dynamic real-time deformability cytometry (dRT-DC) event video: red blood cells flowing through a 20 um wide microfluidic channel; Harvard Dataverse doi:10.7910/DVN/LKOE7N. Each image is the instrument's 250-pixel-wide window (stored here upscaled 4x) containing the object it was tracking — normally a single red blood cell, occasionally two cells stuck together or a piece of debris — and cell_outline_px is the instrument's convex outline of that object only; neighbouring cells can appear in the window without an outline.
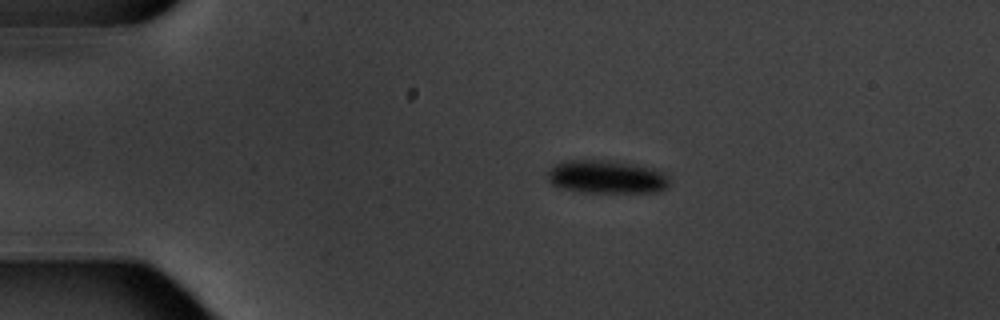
{"species": "common noctule bat (a hibernating species)", "species_latin": "Nyctalus noctula", "temperature_condition": "warm", "stored_images_in_passage": 7, "camera_frame_rate_fps": 3000, "um_per_image_px": 0.085, "animal": {"sex": "male", "body_mass_g": 20.1, "forearm_length_mm": 53.5}, "frame": {"image": 1, "passage_image": 2, "time_ms": 2.0, "image_size_px": [1000, 320], "cell_outline_px": [[668, 188], [656, 192], [584, 192], [564, 188], [552, 184], [548, 180], [548, 168], [552, 164], [564, 160], [608, 160], [636, 164], [664, 172], [668, 176]], "centroid_in_image_um": [51.54, 15.02], "position_along_channel_um": 33.5, "area_um2": 23.7}}
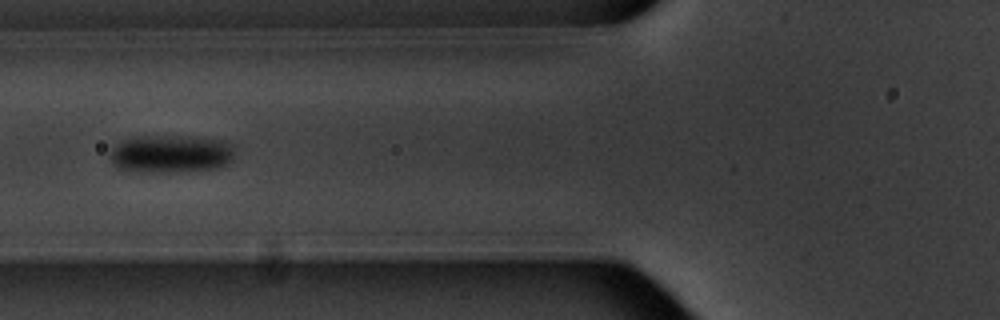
{"frame": {"image": 2, "passage_image": 5, "time_ms": 5.667, "image_size_px": [1000, 320], "cell_outline_px": [[232, 160], [216, 168], [180, 172], [152, 172], [120, 168], [112, 164], [108, 156], [112, 148], [116, 144], [124, 140], [136, 136], [160, 136], [224, 140], [232, 148]], "centroid_in_image_um": [14.45, 13.09], "position_along_channel_um": 111.3, "area_um2": 26.99}}
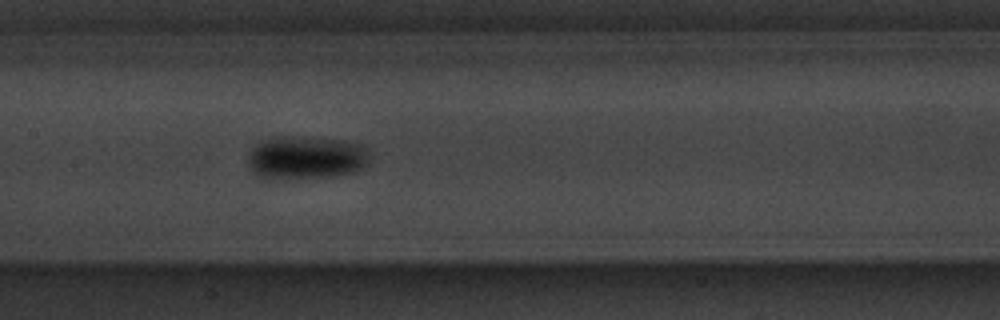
{"frame": {"image": 3, "passage_image": 7, "time_ms": 7.667, "image_size_px": [1000, 320], "cell_outline_px": [[368, 164], [352, 172], [336, 176], [292, 180], [264, 180], [256, 176], [252, 172], [248, 164], [248, 156], [252, 148], [260, 140], [276, 136], [292, 136], [336, 140], [360, 144], [368, 152]], "centroid_in_image_um": [25.9, 13.44], "position_along_channel_um": 181.5, "area_um2": 31.27}}